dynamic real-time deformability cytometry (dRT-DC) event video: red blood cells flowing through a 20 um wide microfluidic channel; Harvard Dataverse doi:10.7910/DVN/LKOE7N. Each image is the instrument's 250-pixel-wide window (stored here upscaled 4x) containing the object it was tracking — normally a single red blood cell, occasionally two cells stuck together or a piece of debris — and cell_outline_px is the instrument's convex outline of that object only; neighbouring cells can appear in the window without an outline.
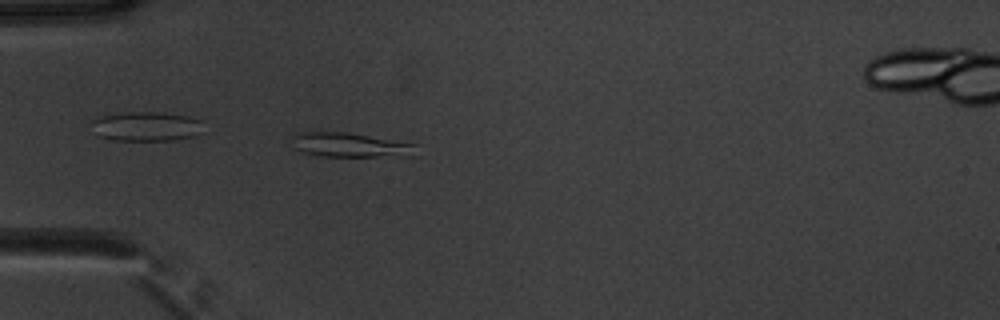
{"species": "common noctule bat (a hibernating species)", "species_latin": "Nyctalus noctula", "temperature_condition": "warm", "stored_images_in_passage": 37, "camera_frame_rate_fps": 3000, "um_per_image_px": 0.085, "animal": {"sex": "male", "body_mass_g": 20.1, "forearm_length_mm": 53.5}, "frame": {"image": 1, "passage_image": 1, "time_ms": 0.0, "image_size_px": [1000, 320], "cell_outline_px": [[416, 156], [320, 156], [304, 152], [296, 148], [288, 136], [296, 132], [308, 128], [316, 128], [348, 132], [412, 144]], "centroid_in_image_um": [29.53, 12.26], "position_along_channel_um": 55.5, "area_um2": 18.26}}
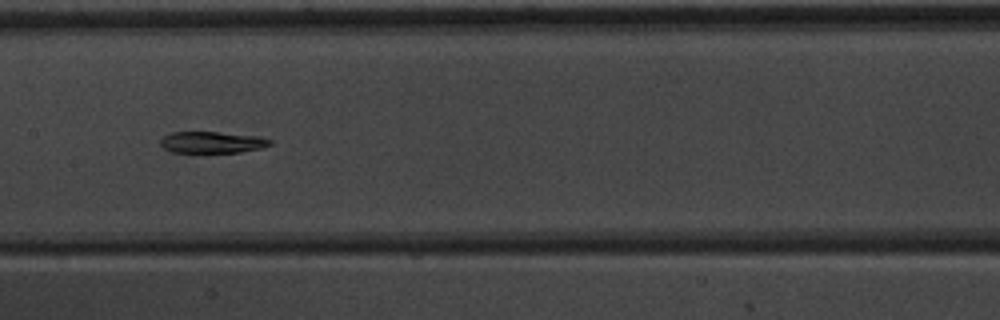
{"frame": {"image": 2, "passage_image": 12, "time_ms": 3.667, "image_size_px": [1000, 320], "cell_outline_px": [[272, 144], [260, 148], [240, 152], [172, 152], [164, 148], [160, 144], [160, 140], [164, 136], [172, 132], [220, 132], [260, 136], [272, 140]], "centroid_in_image_um": [18.04, 12.09], "position_along_channel_um": 189.4, "area_um2": 13.7}}
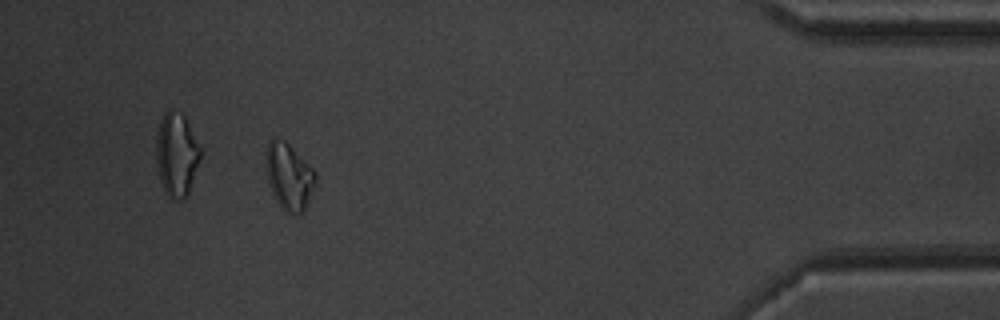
{"frame": {"image": 3, "passage_image": 33, "time_ms": 10.667, "image_size_px": [1000, 320], "cell_outline_px": [[316, 180], [304, 208], [300, 212], [288, 212], [276, 200], [272, 192], [268, 180], [264, 164], [264, 160], [268, 144], [272, 140], [284, 140], [316, 172]], "centroid_in_image_um": [24.53, 14.96], "position_along_channel_um": 410.7, "area_um2": 18.44}}